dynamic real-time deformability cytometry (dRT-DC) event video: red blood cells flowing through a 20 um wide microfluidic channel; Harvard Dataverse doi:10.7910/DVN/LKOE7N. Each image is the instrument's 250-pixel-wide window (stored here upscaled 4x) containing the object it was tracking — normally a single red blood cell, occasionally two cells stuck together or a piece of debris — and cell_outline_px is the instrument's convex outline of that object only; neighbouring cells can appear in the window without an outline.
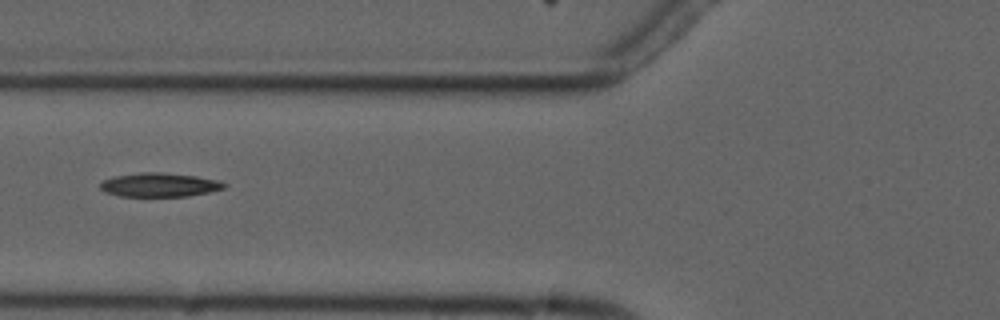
{"species": "common noctule bat (a hibernating species)", "species_latin": "Nyctalus noctula", "temperature_condition": "cold", "stored_images_in_passage": 2, "camera_frame_rate_fps": 3000, "um_per_image_px": 0.085, "animal": {"sex": "male", "forearm_length_mm": 52.5}, "frame": {"image": 1, "passage_image": 2, "time_ms": 1.333, "image_size_px": [1000, 320], "cell_outline_px": [[228, 184], [224, 188], [208, 192], [188, 196], [120, 196], [104, 192], [100, 188], [100, 180], [116, 176], [140, 172], [160, 172], [196, 176], [216, 180]], "centroid_in_image_um": [13.51, 15.71], "position_along_channel_um": 112.3, "area_um2": 17.22}}